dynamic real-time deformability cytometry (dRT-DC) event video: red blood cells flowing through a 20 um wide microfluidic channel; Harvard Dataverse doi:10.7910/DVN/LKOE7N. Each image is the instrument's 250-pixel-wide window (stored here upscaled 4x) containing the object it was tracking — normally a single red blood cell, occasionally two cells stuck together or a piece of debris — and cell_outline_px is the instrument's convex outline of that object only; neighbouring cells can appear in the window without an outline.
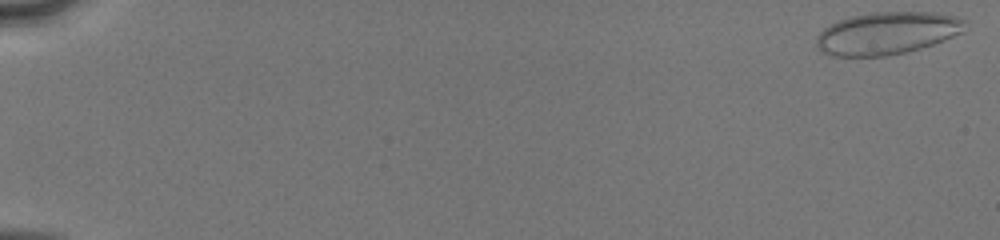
{"species": "human", "species_latin": "Homo sapiens", "temperature_condition": "cold", "stored_images_in_passage": 16, "camera_frame_rate_fps": 3000, "um_per_image_px": 0.085, "donor": {"sex": "male"}, "frame": {"image": 1, "passage_image": 1, "time_ms": 0.0, "image_size_px": [1000, 240], "cell_outline_px": [[968, 20], [964, 32], [944, 40], [920, 48], [888, 56], [832, 56], [820, 52], [816, 44], [816, 36], [824, 28], [836, 20], [848, 16], [872, 12], [936, 12], [956, 16]], "centroid_in_image_um": [75.4, 2.81], "position_along_channel_um": 9.6, "area_um2": 37.28}}